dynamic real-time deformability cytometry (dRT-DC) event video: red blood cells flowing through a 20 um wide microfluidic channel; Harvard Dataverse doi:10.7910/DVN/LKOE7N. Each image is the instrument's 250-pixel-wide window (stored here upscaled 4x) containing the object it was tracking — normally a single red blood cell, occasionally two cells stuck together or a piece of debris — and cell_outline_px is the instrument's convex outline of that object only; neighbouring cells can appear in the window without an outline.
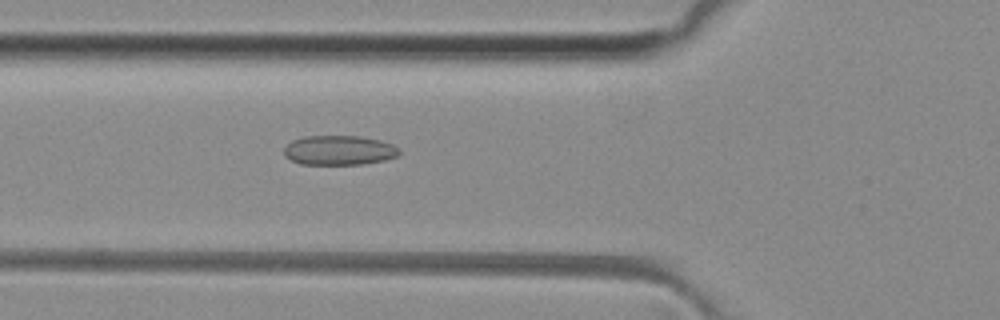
{"species": "common noctule bat (a hibernating species)", "species_latin": "Nyctalus noctula", "temperature_condition": "room temperature", "stored_images_in_passage": 41, "camera_frame_rate_fps": 3000, "um_per_image_px": 0.085, "animal": {"sex": "female", "body_mass_g": 29.2, "forearm_length_mm": 56.3}, "frame": {"image": 1, "passage_image": 12, "time_ms": 3.667, "image_size_px": [1000, 320], "cell_outline_px": [[400, 152], [396, 156], [384, 160], [360, 164], [300, 164], [284, 156], [284, 148], [292, 140], [304, 136], [360, 136], [380, 140], [392, 144], [400, 148]], "centroid_in_image_um": [28.82, 12.76], "position_along_channel_um": 97.0, "area_um2": 19.83}}
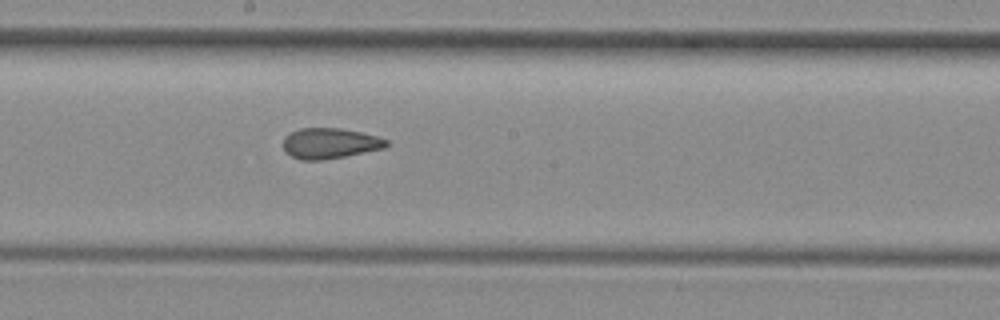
{"frame": {"image": 2, "passage_image": 21, "time_ms": 6.667, "image_size_px": [1000, 320], "cell_outline_px": [[388, 144], [384, 148], [344, 156], [320, 160], [300, 160], [292, 156], [284, 148], [284, 136], [300, 128], [340, 128], [360, 132], [376, 136], [388, 140]], "centroid_in_image_um": [28.03, 12.17], "position_along_channel_um": 220.2, "area_um2": 18.09}}
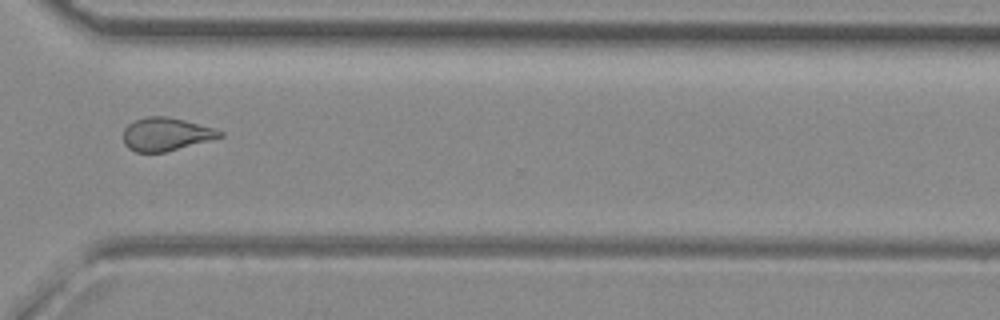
{"frame": {"image": 3, "passage_image": 31, "time_ms": 10.0, "image_size_px": [1000, 320], "cell_outline_px": [[224, 136], [164, 152], [136, 152], [128, 148], [124, 144], [124, 128], [128, 124], [144, 116], [168, 116], [184, 120], [212, 128], [224, 132]], "centroid_in_image_um": [14.07, 11.4], "position_along_channel_um": 356.5, "area_um2": 18.44}, "authors_computed_cell_mechanics": {"area_um2": 18.785, "velocity_mm_per_s": 4.087, "shape_relaxation_time_tau1_ms": null, "shape_relaxation_time_tau2_ms": 2.133, "deformation_change_tau1": null, "deformation_change_tau2": 0.0775}}